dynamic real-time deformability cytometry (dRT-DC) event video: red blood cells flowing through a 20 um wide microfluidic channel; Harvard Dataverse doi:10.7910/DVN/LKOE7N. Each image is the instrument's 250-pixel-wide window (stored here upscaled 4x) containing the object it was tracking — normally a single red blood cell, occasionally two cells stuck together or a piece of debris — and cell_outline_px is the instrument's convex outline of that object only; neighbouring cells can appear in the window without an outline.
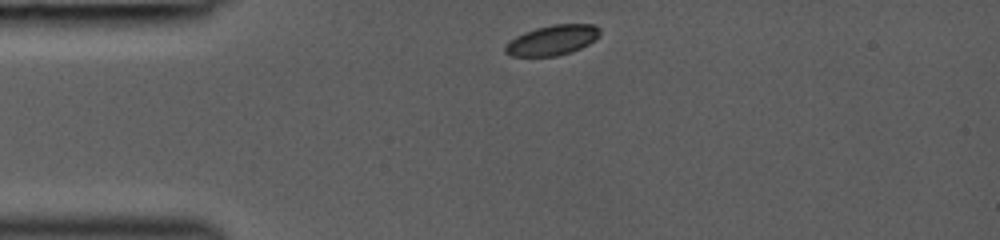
{"species": "common noctule bat (a hibernating species)", "species_latin": "Nyctalus noctula", "temperature_condition": "room temperature", "stored_images_in_passage": 25, "camera_frame_rate_fps": 3000, "um_per_image_px": 0.085, "animal": {"sex": "female", "body_mass_g": 19.0, "forearm_length_mm": 53.3}, "frame": {"image": 1, "passage_image": 1, "time_ms": 0.0, "image_size_px": [1000, 240], "cell_outline_px": [[600, 36], [596, 40], [572, 52], [556, 56], [508, 56], [504, 52], [504, 48], [516, 36], [524, 32], [536, 28], [552, 24], [592, 24], [600, 28]], "centroid_in_image_um": [46.97, 3.41], "position_along_channel_um": 38.0, "area_um2": 16.65}}
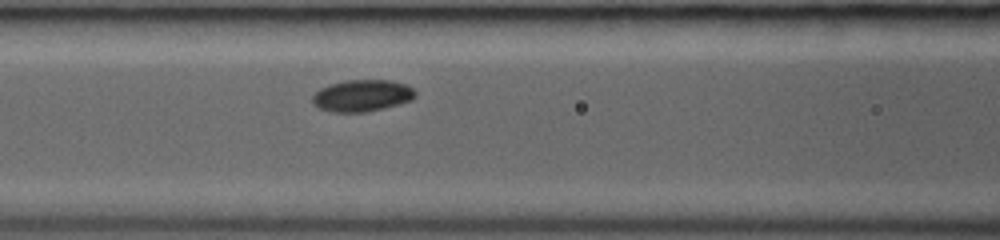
{"frame": {"image": 2, "passage_image": 17, "time_ms": 3.0, "image_size_px": [1000, 240], "cell_outline_px": [[416, 96], [412, 100], [364, 112], [332, 112], [316, 108], [312, 104], [312, 96], [320, 88], [328, 84], [344, 80], [392, 80], [404, 84], [412, 88], [416, 92]], "centroid_in_image_um": [30.72, 8.12], "position_along_channel_um": 135.9, "area_um2": 19.07}}
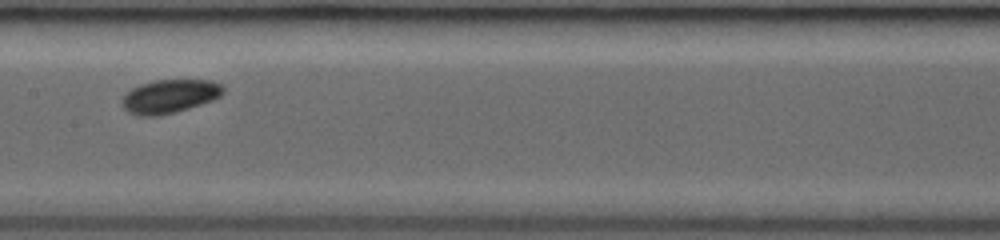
{"frame": {"image": 3, "passage_image": 24, "time_ms": 4.333, "image_size_px": [1000, 240], "cell_outline_px": [[224, 92], [220, 96], [212, 100], [188, 108], [160, 116], [140, 116], [128, 112], [120, 104], [120, 100], [132, 88], [140, 84], [156, 80], [212, 80], [224, 84]], "centroid_in_image_um": [14.42, 8.18], "position_along_channel_um": 193.0, "area_um2": 19.88}}